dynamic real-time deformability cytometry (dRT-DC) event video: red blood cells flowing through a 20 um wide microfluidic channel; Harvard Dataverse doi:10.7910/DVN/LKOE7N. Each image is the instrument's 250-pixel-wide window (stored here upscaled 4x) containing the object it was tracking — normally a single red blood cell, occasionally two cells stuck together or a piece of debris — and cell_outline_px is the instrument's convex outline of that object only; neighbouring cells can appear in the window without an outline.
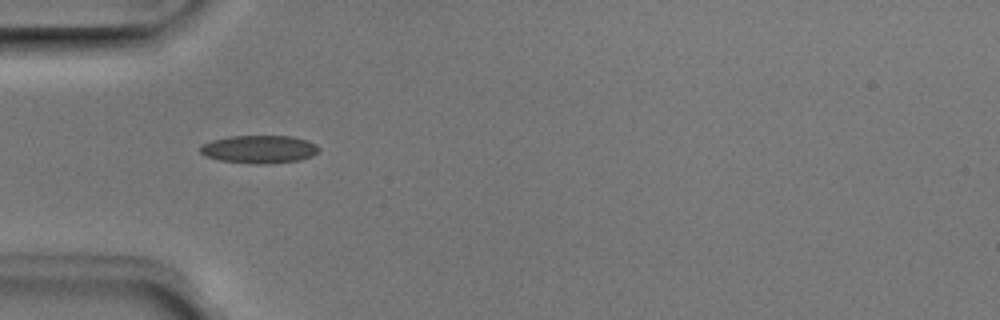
{"species": "Egyptian fruit bat (a non-hibernating species)", "species_latin": "Rousettus aegyptiacus", "temperature_condition": "room temperature", "stored_images_in_passage": 39, "camera_frame_rate_fps": 3000, "um_per_image_px": 0.085, "animal": {"sex": "male"}, "frame": {"image": 1, "passage_image": 4, "time_ms": 1.0, "image_size_px": [1000, 320], "cell_outline_px": [[320, 148], [312, 156], [300, 160], [268, 164], [252, 164], [220, 160], [208, 156], [200, 152], [200, 148], [204, 144], [212, 140], [228, 136], [292, 136], [308, 140], [316, 144]], "centroid_in_image_um": [22.07, 12.68], "position_along_channel_um": 62.9, "area_um2": 19.31}}
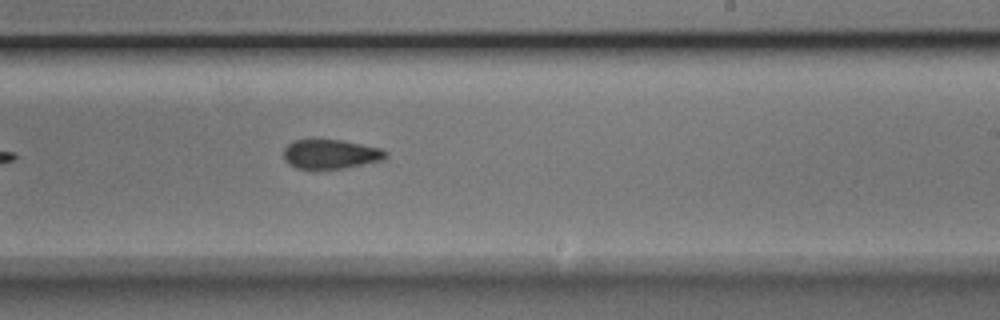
{"frame": {"image": 2, "passage_image": 19, "time_ms": 6.0, "image_size_px": [1000, 320], "cell_outline_px": [[388, 156], [384, 160], [344, 168], [312, 172], [296, 168], [288, 164], [284, 160], [284, 148], [292, 140], [312, 136], [340, 140], [380, 148], [388, 152]], "centroid_in_image_um": [28.01, 13.1], "position_along_channel_um": 261.0, "area_um2": 18.73}}
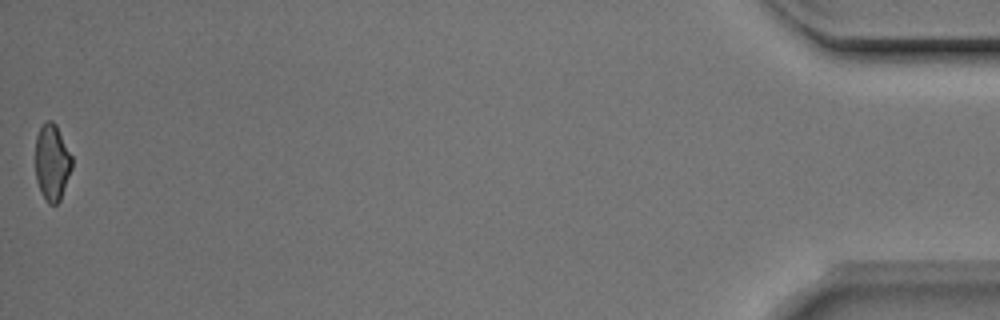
{"frame": {"image": 3, "passage_image": 39, "time_ms": 12.667, "image_size_px": [1000, 320], "cell_outline_px": [[72, 168], [60, 200], [56, 204], [48, 204], [36, 180], [36, 136], [40, 128], [48, 120], [52, 120], [56, 124], [72, 156]], "centroid_in_image_um": [4.44, 13.79], "position_along_channel_um": 430.8, "area_um2": 16.07}, "authors_computed_cell_mechanics": {"area_um2": 18.4382, "velocity_mm_per_s": 3.9934, "shape_relaxation_time_tau1_ms": 8.8237, "shape_relaxation_time_tau2_ms": 2.6334, "deformation_change_tau1": 0.144, "deformation_change_tau2": 0.0959}}